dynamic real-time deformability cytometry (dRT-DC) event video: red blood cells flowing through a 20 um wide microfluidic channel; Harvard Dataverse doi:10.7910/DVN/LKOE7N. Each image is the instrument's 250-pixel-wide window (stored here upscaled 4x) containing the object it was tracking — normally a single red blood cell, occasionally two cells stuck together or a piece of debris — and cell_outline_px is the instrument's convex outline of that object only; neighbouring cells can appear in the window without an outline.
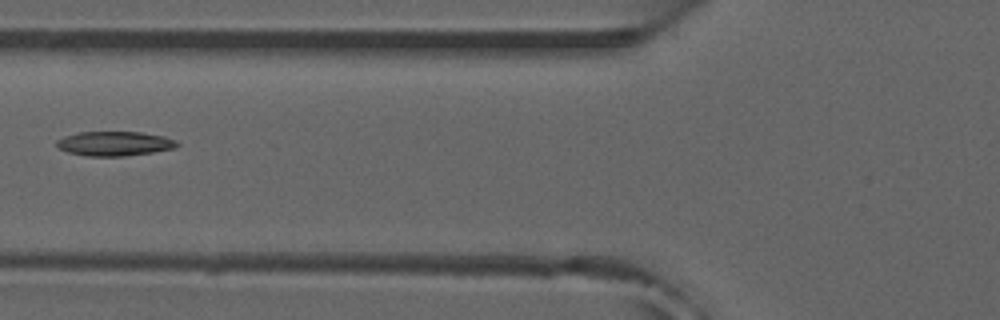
{"species": "common noctule bat (a hibernating species)", "species_latin": "Nyctalus noctula", "temperature_condition": "room temperature", "stored_images_in_passage": 6, "camera_frame_rate_fps": 3000, "um_per_image_px": 0.085, "animal": {"sex": "male", "forearm_length_mm": 52.5}, "frame": {"image": 1, "passage_image": 6, "time_ms": 1.667, "image_size_px": [1000, 320], "cell_outline_px": [[180, 144], [176, 148], [152, 152], [124, 156], [88, 156], [68, 152], [60, 148], [56, 144], [56, 140], [64, 136], [80, 132], [140, 132], [164, 136], [176, 140]], "centroid_in_image_um": [9.76, 12.2], "position_along_channel_um": 116.0, "area_um2": 17.11}}